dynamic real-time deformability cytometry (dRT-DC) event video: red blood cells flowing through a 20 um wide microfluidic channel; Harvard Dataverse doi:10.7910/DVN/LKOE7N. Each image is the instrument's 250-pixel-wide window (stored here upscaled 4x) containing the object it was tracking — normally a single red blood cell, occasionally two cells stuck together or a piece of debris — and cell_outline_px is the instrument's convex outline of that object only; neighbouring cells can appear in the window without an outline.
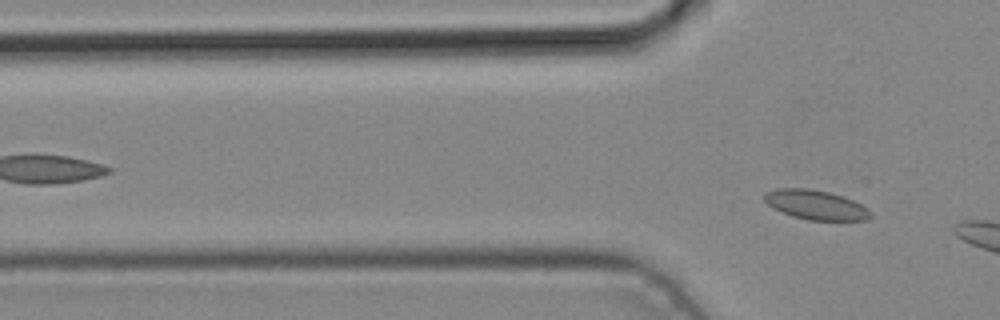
{"species": "common noctule bat (a hibernating species)", "species_latin": "Nyctalus noctula", "temperature_condition": "cold", "stored_images_in_passage": 5, "camera_frame_rate_fps": 3000, "um_per_image_px": 0.085, "animal": {"sex": "male", "body_mass_g": 19.2, "forearm_length_mm": 51.8}, "frame": {"image": 1, "passage_image": 5, "time_ms": 1.333, "image_size_px": [1000, 320], "cell_outline_px": [[872, 216], [868, 220], [808, 220], [792, 216], [772, 208], [764, 200], [764, 192], [776, 188], [808, 188], [828, 192], [844, 196], [868, 208], [872, 212]], "centroid_in_image_um": [69.33, 17.41], "position_along_channel_um": 56.5, "area_um2": 18.38}}